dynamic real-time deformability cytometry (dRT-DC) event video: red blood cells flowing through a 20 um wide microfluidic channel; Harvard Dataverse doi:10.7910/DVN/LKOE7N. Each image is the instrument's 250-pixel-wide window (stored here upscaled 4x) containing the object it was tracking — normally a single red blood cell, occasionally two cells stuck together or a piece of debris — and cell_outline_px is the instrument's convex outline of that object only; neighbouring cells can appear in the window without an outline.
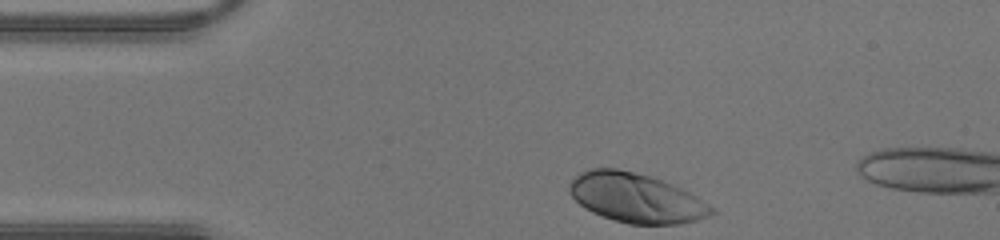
{"species": "human", "species_latin": "Homo sapiens", "temperature_condition": "warm", "stored_images_in_passage": 27, "camera_frame_rate_fps": 3000, "um_per_image_px": 0.085, "donor": {"sex": "male"}, "frame": {"image": 1, "passage_image": 1, "time_ms": 0.0, "image_size_px": [1000, 240], "cell_outline_px": [[716, 212], [708, 216], [696, 220], [680, 224], [628, 224], [592, 212], [584, 208], [572, 196], [568, 188], [568, 184], [580, 172], [592, 168], [616, 168], [648, 176], [672, 184], [696, 196], [712, 208]], "centroid_in_image_um": [54.04, 16.82], "position_along_channel_um": 31.0, "area_um2": 40.34}}
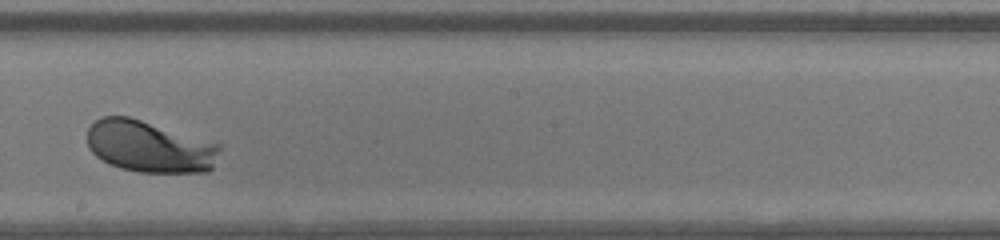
{"frame": {"image": 2, "passage_image": 17, "time_ms": 5.333, "image_size_px": [1000, 240], "cell_outline_px": [[220, 148], [212, 168], [208, 172], [140, 172], [120, 168], [96, 156], [88, 148], [88, 128], [100, 116], [128, 116], [220, 144]], "centroid_in_image_um": [12.69, 12.46], "position_along_channel_um": 235.5, "area_um2": 39.54}}
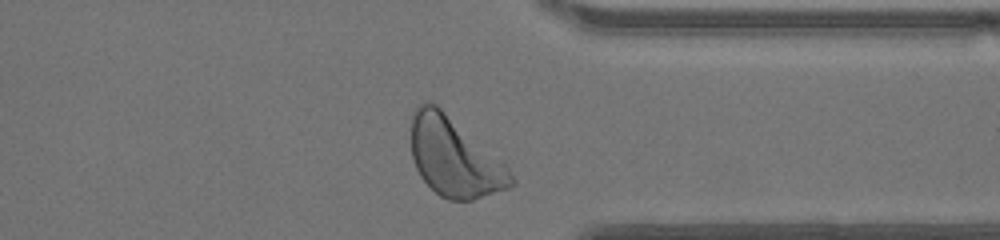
{"frame": {"image": 3, "passage_image": 26, "time_ms": 8.333, "image_size_px": [1000, 240], "cell_outline_px": [[516, 184], [508, 188], [472, 200], [448, 200], [440, 196], [420, 176], [416, 168], [412, 156], [412, 112], [416, 104], [428, 100], [436, 104], [504, 164], [508, 168], [516, 180]], "centroid_in_image_um": [38.59, 13.37], "position_along_channel_um": 372.8, "area_um2": 45.32}}